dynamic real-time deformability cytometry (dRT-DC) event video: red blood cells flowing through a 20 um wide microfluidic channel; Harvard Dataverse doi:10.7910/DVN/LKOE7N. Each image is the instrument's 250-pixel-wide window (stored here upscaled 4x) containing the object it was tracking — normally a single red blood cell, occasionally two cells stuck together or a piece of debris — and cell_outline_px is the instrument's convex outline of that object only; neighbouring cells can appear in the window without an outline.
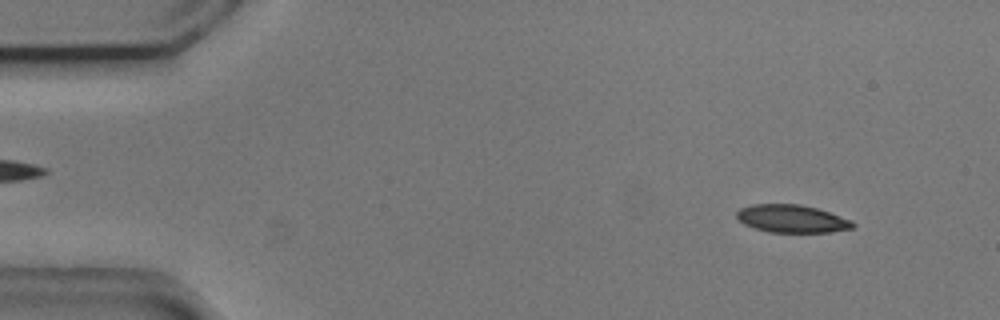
{"species": "common noctule bat (a hibernating species)", "species_latin": "Nyctalus noctula", "temperature_condition": "cold", "stored_images_in_passage": 53, "camera_frame_rate_fps": 3000, "um_per_image_px": 0.085, "animal": {"sex": "male", "body_mass_g": 20.5, "forearm_length_mm": 52.5}, "frame": {"image": 1, "passage_image": 4, "time_ms": 1.0, "image_size_px": [1000, 320], "cell_outline_px": [[856, 224], [852, 228], [828, 232], [768, 232], [744, 224], [736, 216], [736, 212], [740, 208], [752, 204], [800, 204], [816, 208], [852, 220]], "centroid_in_image_um": [67.3, 18.58], "position_along_channel_um": 17.7, "area_um2": 18.67}}
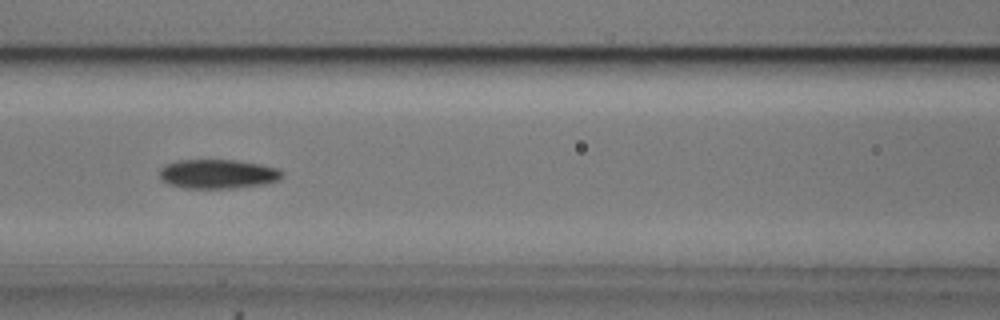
{"frame": {"image": 2, "passage_image": 22, "time_ms": 7.0, "image_size_px": [1000, 320], "cell_outline_px": [[284, 172], [280, 180], [264, 184], [236, 188], [184, 188], [168, 184], [160, 180], [160, 168], [164, 164], [176, 160], [236, 160], [260, 164], [276, 168]], "centroid_in_image_um": [18.49, 14.79], "position_along_channel_um": 148.1, "area_um2": 21.1}}
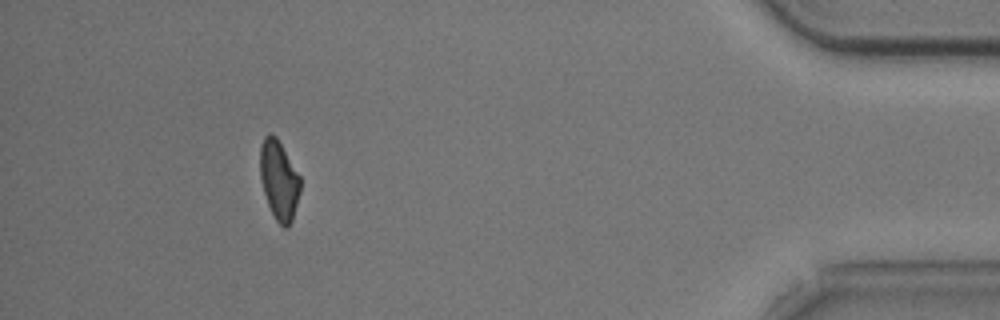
{"frame": {"image": 3, "passage_image": 48, "time_ms": 15.667, "image_size_px": [1000, 320], "cell_outline_px": [[300, 192], [292, 220], [288, 228], [284, 228], [276, 220], [268, 204], [264, 192], [260, 176], [260, 144], [264, 136], [268, 132], [272, 132], [276, 136], [300, 176]], "centroid_in_image_um": [23.7, 15.28], "position_along_channel_um": 411.5, "area_um2": 18.55}, "authors_computed_cell_mechanics": {"area_um2": 19.8254, "velocity_mm_per_s": 3.7195, "shape_relaxation_time_tau1_ms": 2.7112, "shape_relaxation_time_tau2_ms": 9.7546, "deformation_change_tau1": 0.1287, "deformation_change_tau2": 0.1729}}